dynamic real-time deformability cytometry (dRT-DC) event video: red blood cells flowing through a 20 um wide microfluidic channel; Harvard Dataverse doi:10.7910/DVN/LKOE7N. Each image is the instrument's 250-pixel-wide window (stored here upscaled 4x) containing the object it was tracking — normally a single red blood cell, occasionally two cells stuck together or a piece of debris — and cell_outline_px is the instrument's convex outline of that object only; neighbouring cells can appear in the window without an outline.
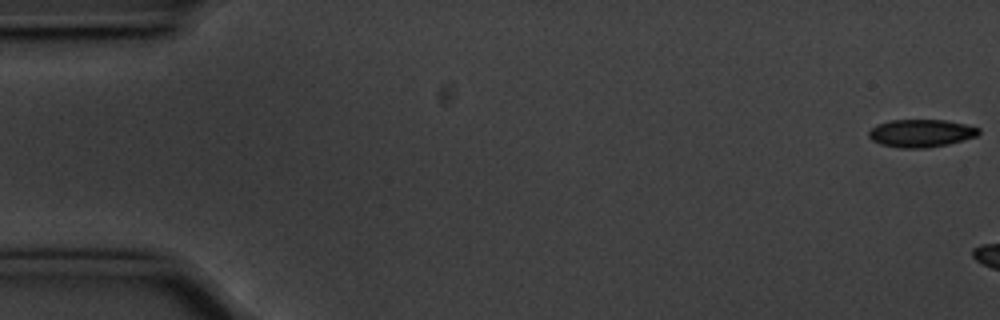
{"species": "common noctule bat (a hibernating species)", "species_latin": "Nyctalus noctula", "temperature_condition": "cold", "stored_images_in_passage": 6, "camera_frame_rate_fps": 3000, "um_per_image_px": 0.085, "animal": {"sex": "male", "body_mass_g": 20.1, "forearm_length_mm": 53.5}, "frame": {"image": 1, "passage_image": 1, "time_ms": 0.0, "image_size_px": [1000, 320], "cell_outline_px": [[980, 132], [976, 136], [948, 144], [924, 148], [900, 148], [880, 144], [872, 140], [868, 136], [868, 132], [876, 124], [888, 120], [944, 120], [964, 124], [980, 128]], "centroid_in_image_um": [78.25, 11.32], "position_along_channel_um": 6.8, "area_um2": 17.74}}